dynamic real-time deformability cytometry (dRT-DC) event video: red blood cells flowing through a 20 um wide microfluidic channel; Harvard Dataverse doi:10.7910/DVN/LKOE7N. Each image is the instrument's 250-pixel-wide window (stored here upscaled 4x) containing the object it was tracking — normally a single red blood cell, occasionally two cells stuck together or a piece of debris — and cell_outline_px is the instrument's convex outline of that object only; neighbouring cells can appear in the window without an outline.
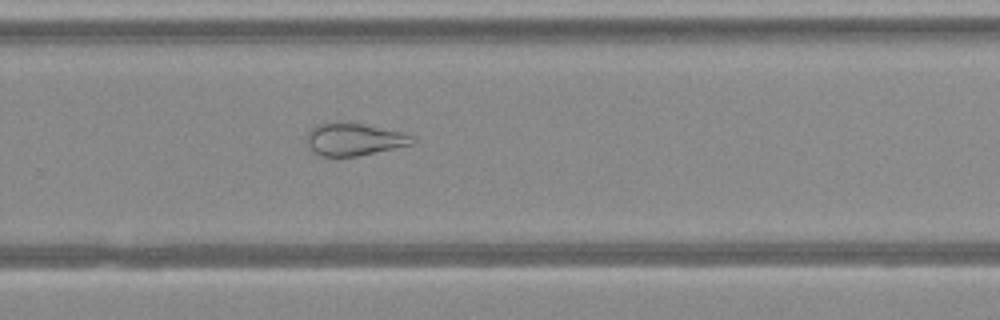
{"species": "Egyptian fruit bat (a non-hibernating species)", "species_latin": "Rousettus aegyptiacus", "temperature_condition": "warm", "stored_images_in_passage": 48, "camera_frame_rate_fps": 3000, "um_per_image_px": 0.085, "animal": {"sex": "female"}, "frame": {"image": 1, "passage_image": 32, "time_ms": 10.333, "image_size_px": [1000, 320], "cell_outline_px": [[416, 140], [412, 144], [356, 156], [320, 156], [312, 152], [308, 140], [308, 132], [316, 124], [364, 124], [400, 132], [416, 136]], "centroid_in_image_um": [30.13, 11.87], "position_along_channel_um": 299.7, "area_um2": 19.31}}
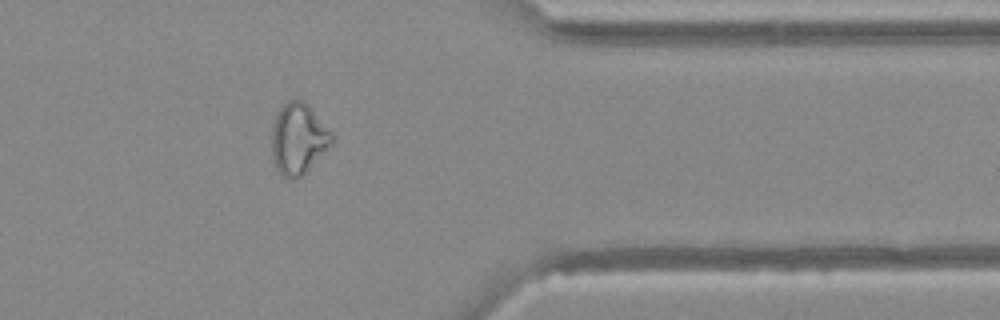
{"frame": {"image": 2, "passage_image": 39, "time_ms": 12.667, "image_size_px": [1000, 320], "cell_outline_px": [[336, 140], [300, 176], [292, 180], [288, 180], [276, 168], [272, 160], [272, 124], [276, 112], [288, 100], [304, 100], [312, 108], [332, 132]], "centroid_in_image_um": [25.35, 11.76], "position_along_channel_um": 386.0, "area_um2": 24.97}}
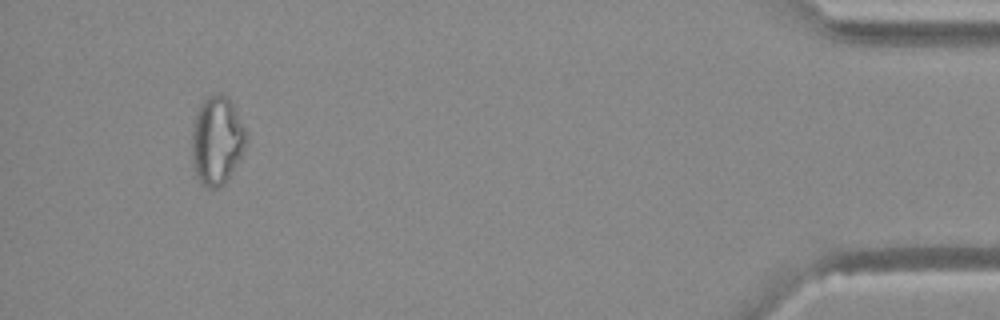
{"frame": {"image": 3, "passage_image": 45, "time_ms": 14.667, "image_size_px": [1000, 320], "cell_outline_px": [[244, 148], [240, 156], [228, 176], [216, 188], [208, 188], [200, 184], [196, 172], [192, 156], [192, 132], [196, 112], [200, 104], [208, 96], [220, 92], [228, 96], [244, 128]], "centroid_in_image_um": [18.39, 11.89], "position_along_channel_um": 416.8, "area_um2": 27.11}}